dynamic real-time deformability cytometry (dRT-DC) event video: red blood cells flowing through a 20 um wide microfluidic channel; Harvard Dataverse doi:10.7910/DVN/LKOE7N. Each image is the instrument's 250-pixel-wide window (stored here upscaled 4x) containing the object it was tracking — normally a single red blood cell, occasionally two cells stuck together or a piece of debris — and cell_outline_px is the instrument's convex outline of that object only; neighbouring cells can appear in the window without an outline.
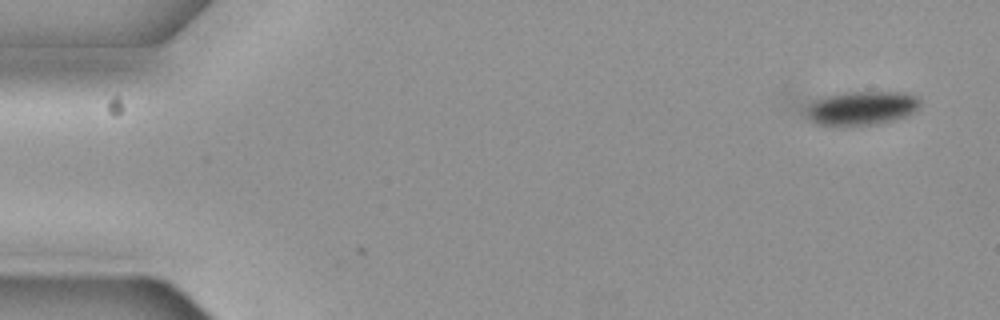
{"species": "common noctule bat (a hibernating species)", "species_latin": "Nyctalus noctula", "temperature_condition": "cold", "stored_images_in_passage": 3, "camera_frame_rate_fps": 3000, "um_per_image_px": 0.085, "animal": {"sex": "female", "body_mass_g": 19.3, "forearm_length_mm": 54.1}, "frame": {"image": 1, "passage_image": 1, "time_ms": 0.0, "image_size_px": [1000, 320], "cell_outline_px": [[920, 104], [908, 116], [892, 120], [872, 124], [820, 124], [808, 120], [784, 108], [784, 92], [904, 92], [916, 96], [920, 100]], "centroid_in_image_um": [72.31, 9.06], "position_along_channel_um": 12.7, "area_um2": 26.99}}